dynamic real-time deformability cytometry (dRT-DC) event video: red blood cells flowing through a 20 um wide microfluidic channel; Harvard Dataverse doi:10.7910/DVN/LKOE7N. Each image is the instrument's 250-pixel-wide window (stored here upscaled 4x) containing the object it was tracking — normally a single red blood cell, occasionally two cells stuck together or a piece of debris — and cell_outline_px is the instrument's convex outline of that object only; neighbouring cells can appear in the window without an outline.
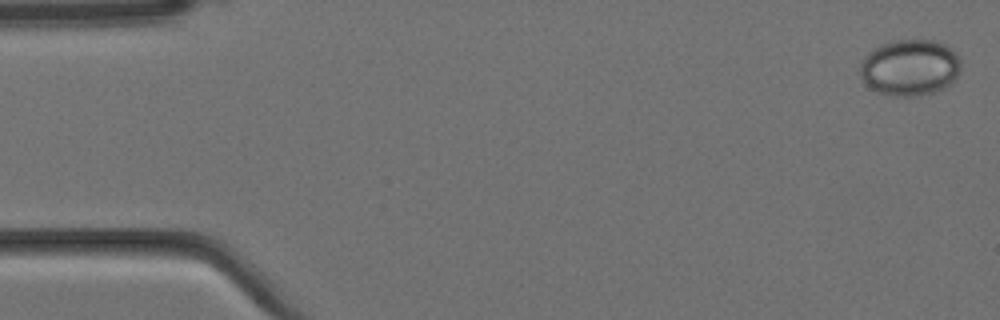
{"species": "Egyptian fruit bat (a non-hibernating species)", "species_latin": "Rousettus aegyptiacus", "temperature_condition": "cold", "stored_images_in_passage": 6, "camera_frame_rate_fps": 3000, "um_per_image_px": 0.085, "animal": {"sex": "female"}, "frame": {"image": 1, "passage_image": 1, "time_ms": 0.0, "image_size_px": [1000, 320], "cell_outline_px": [[960, 72], [944, 88], [920, 96], [892, 96], [876, 92], [860, 76], [860, 64], [864, 56], [872, 48], [892, 40], [936, 40], [952, 48], [960, 56]], "centroid_in_image_um": [77.34, 5.72], "position_along_channel_um": 7.7, "area_um2": 33.29}}